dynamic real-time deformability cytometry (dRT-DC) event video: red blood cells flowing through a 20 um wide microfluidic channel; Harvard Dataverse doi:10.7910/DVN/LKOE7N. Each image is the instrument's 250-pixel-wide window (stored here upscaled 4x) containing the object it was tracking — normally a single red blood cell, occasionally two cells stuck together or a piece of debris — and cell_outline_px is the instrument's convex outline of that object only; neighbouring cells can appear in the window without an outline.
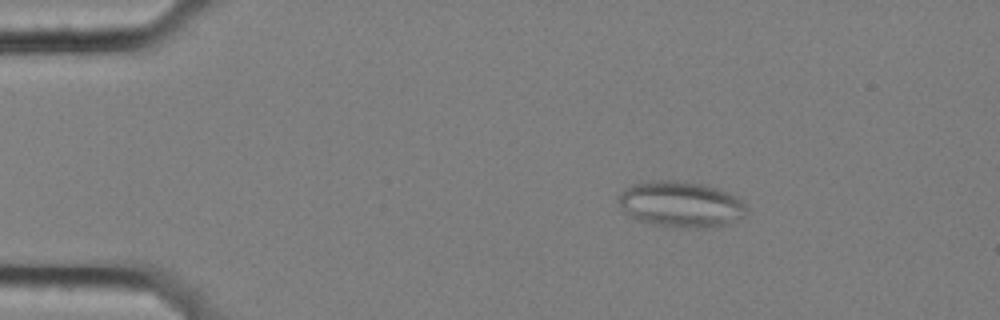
{"species": "common noctule bat (a hibernating species)", "species_latin": "Nyctalus noctula", "temperature_condition": "cold", "stored_images_in_passage": 58, "segment_of_instrument_passage": [1, 2], "camera_frame_rate_fps": 3000, "um_per_image_px": 0.085, "animal": {"sex": "female", "body_mass_g": 25.1}, "frame": {"image": 1, "passage_image": 10, "time_ms": 3.0, "image_size_px": [1000, 320], "cell_outline_px": [[748, 212], [744, 216], [728, 224], [712, 228], [672, 228], [652, 224], [640, 220], [624, 212], [616, 200], [620, 192], [624, 188], [632, 184], [648, 180], [676, 180], [704, 184], [728, 192], [736, 196], [748, 208]], "centroid_in_image_um": [57.86, 17.37], "position_along_channel_um": 27.1, "area_um2": 34.91}}
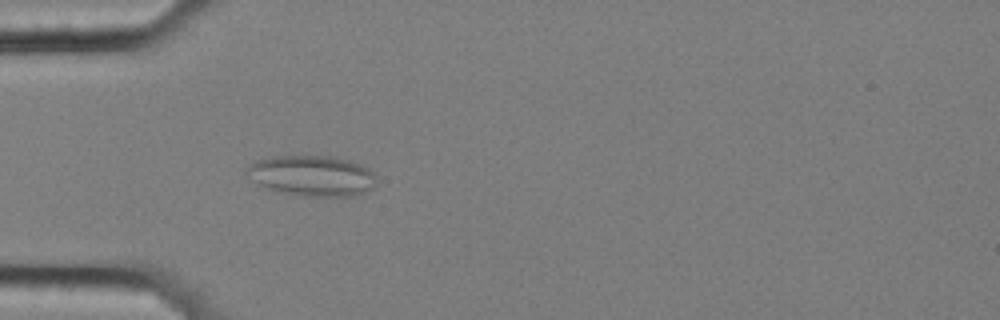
{"frame": {"image": 2, "passage_image": 18, "time_ms": 5.667, "image_size_px": [1000, 320], "cell_outline_px": [[376, 188], [356, 196], [300, 196], [280, 192], [256, 184], [244, 172], [248, 164], [256, 160], [272, 156], [336, 156], [352, 160], [368, 168], [376, 176]], "centroid_in_image_um": [26.54, 14.94], "position_along_channel_um": 58.5, "area_um2": 31.33}}